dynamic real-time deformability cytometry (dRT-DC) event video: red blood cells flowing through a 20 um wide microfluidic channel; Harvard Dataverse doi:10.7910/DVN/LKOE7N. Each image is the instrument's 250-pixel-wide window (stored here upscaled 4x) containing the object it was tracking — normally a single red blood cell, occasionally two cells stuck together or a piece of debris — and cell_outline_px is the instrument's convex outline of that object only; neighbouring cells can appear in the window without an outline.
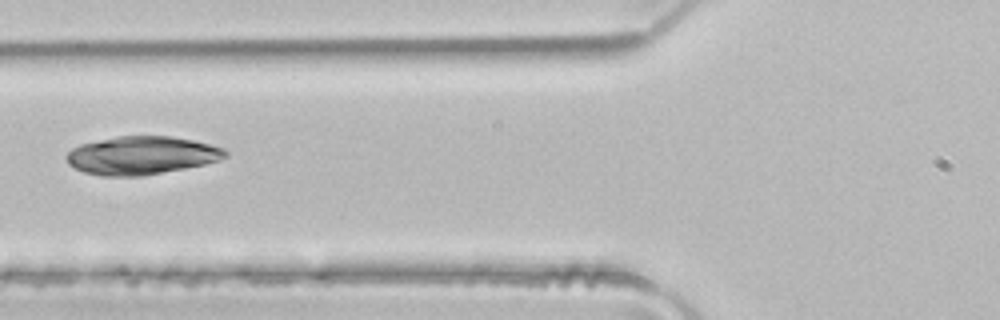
{"species": "common noctule bat (a hibernating species)", "species_latin": "Nyctalus noctula", "temperature_condition": "room temperature", "stored_images_in_passage": 2, "camera_frame_rate_fps": 3000, "um_per_image_px": 0.085, "animal": {"sex": "male", "body_mass_g": 21.5, "forearm_length_mm": 52.0}, "frame": {"image": 1, "passage_image": 2, "time_ms": 0.333, "image_size_px": [1000, 320], "cell_outline_px": [[228, 156], [220, 160], [204, 164], [184, 168], [140, 176], [100, 176], [84, 172], [68, 164], [64, 156], [72, 148], [80, 144], [120, 136], [172, 136], [192, 140], [224, 148], [228, 152]], "centroid_in_image_um": [12.02, 13.21], "position_along_channel_um": 113.8, "area_um2": 35.2}}